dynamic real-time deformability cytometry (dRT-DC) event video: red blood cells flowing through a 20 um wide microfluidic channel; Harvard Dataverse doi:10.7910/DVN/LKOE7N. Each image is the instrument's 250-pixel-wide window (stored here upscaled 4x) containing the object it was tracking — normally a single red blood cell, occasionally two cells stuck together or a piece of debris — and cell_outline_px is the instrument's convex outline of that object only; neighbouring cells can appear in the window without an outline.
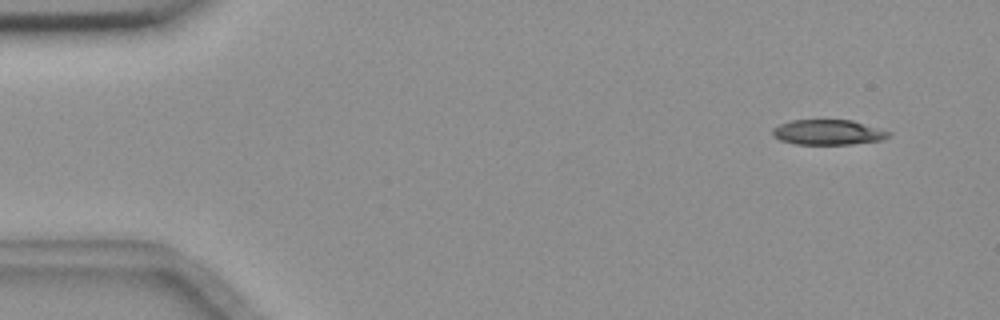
{"species": "common noctule bat (a hibernating species)", "species_latin": "Nyctalus noctula", "temperature_condition": "room temperature", "stored_images_in_passage": 5, "camera_frame_rate_fps": 3000, "um_per_image_px": 0.085, "animal": {"sex": "female", "body_mass_g": 18.4}, "frame": {"image": 1, "passage_image": 1, "time_ms": 0.0, "image_size_px": [1000, 320], "cell_outline_px": [[892, 136], [880, 140], [852, 144], [796, 144], [780, 140], [772, 136], [772, 128], [780, 124], [792, 120], [852, 120], [892, 132]], "centroid_in_image_um": [70.39, 11.24], "position_along_channel_um": 14.6, "area_um2": 17.05}}
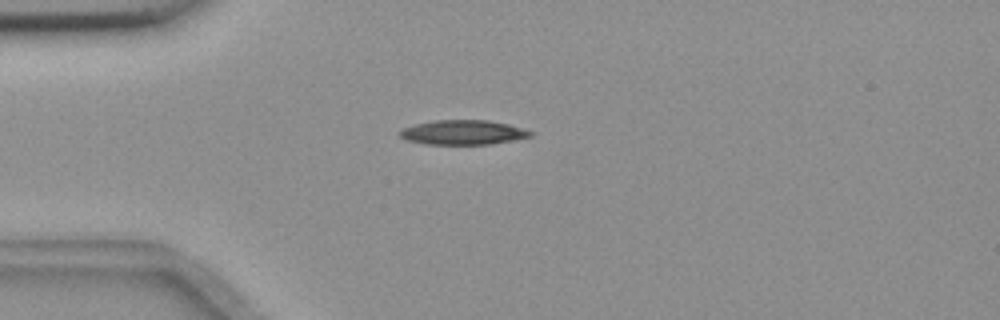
{"frame": {"image": 2, "passage_image": 4, "time_ms": 1.0, "image_size_px": [1000, 320], "cell_outline_px": [[532, 136], [492, 144], [424, 144], [408, 140], [400, 136], [396, 132], [404, 128], [416, 124], [432, 120], [488, 120], [508, 124], [532, 132]], "centroid_in_image_um": [39.32, 11.25], "position_along_channel_um": 45.7, "area_um2": 18.55}}
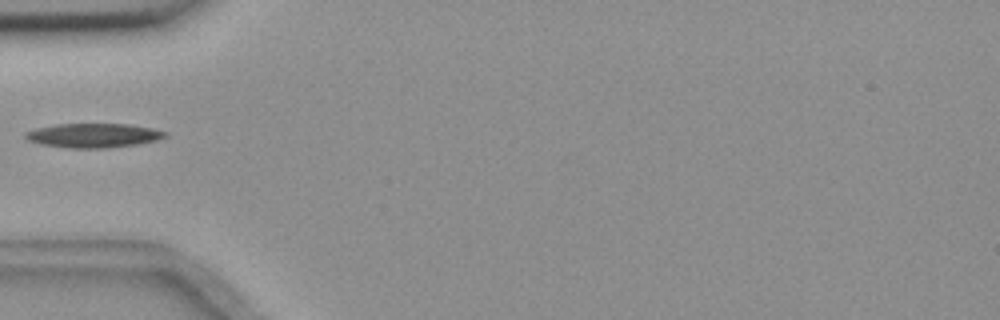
{"frame": {"image": 3, "passage_image": 5, "time_ms": 1.333, "image_size_px": [1000, 320], "cell_outline_px": [[168, 136], [156, 140], [136, 144], [104, 148], [72, 148], [40, 144], [28, 140], [24, 136], [24, 132], [36, 128], [56, 124], [128, 124], [152, 128], [168, 132]], "centroid_in_image_um": [7.93, 11.51], "position_along_channel_um": 77.1, "area_um2": 19.65}}